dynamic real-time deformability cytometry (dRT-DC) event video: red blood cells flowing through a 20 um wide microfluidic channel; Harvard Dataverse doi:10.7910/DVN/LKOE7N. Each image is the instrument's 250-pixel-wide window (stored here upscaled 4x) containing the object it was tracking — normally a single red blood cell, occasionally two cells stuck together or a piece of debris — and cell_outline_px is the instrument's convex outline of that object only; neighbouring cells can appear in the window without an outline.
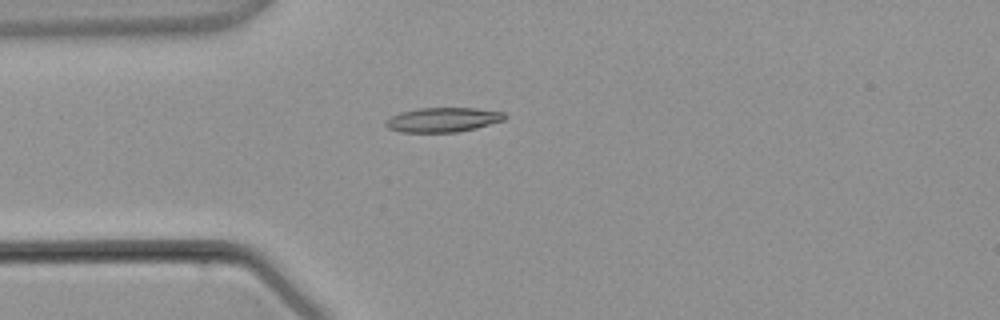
{"species": "common noctule bat (a hibernating species)", "species_latin": "Nyctalus noctula", "temperature_condition": "warm", "stored_images_in_passage": 3, "camera_frame_rate_fps": 3000, "um_per_image_px": 0.085, "animal": {"sex": "male", "body_mass_g": 21.5, "forearm_length_mm": 52.0}, "frame": {"image": 1, "passage_image": 3, "time_ms": 2.333, "image_size_px": [1000, 320], "cell_outline_px": [[508, 116], [504, 120], [476, 128], [456, 132], [400, 132], [388, 128], [384, 124], [392, 116], [400, 112], [420, 108], [476, 108], [504, 112]], "centroid_in_image_um": [37.67, 10.18], "position_along_channel_um": 47.3, "area_um2": 16.94}}